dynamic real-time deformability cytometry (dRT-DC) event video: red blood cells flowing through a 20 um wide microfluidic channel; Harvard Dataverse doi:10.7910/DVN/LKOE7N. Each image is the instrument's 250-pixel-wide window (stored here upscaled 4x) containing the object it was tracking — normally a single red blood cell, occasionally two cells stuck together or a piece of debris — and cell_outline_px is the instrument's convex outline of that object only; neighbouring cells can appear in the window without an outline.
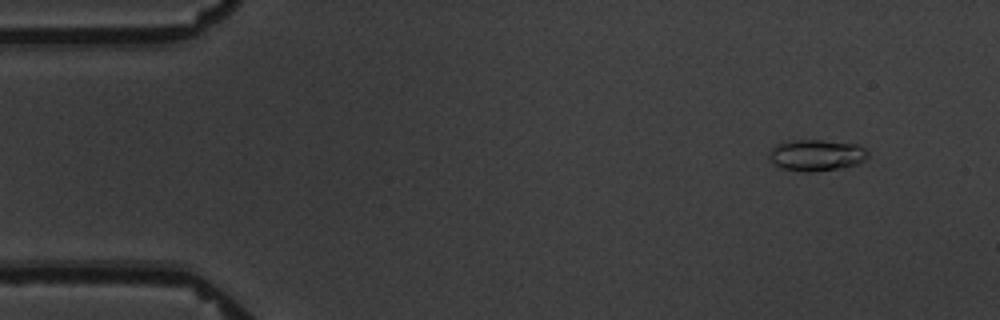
{"species": "common noctule bat (a hibernating species)", "species_latin": "Nyctalus noctula", "temperature_condition": "warm", "stored_images_in_passage": 54, "camera_frame_rate_fps": 3000, "um_per_image_px": 0.085, "animal": {"sex": "male", "body_mass_g": 19.5, "forearm_length_mm": 54.6}, "frame": {"image": 1, "passage_image": 1, "time_ms": 0.0, "image_size_px": [1000, 320], "cell_outline_px": [[868, 156], [864, 160], [856, 164], [840, 168], [812, 172], [804, 172], [784, 168], [776, 164], [768, 156], [772, 148], [776, 144], [792, 140], [820, 140], [856, 144], [864, 148], [868, 152]], "centroid_in_image_um": [69.4, 13.18], "position_along_channel_um": 15.6, "area_um2": 17.8}}
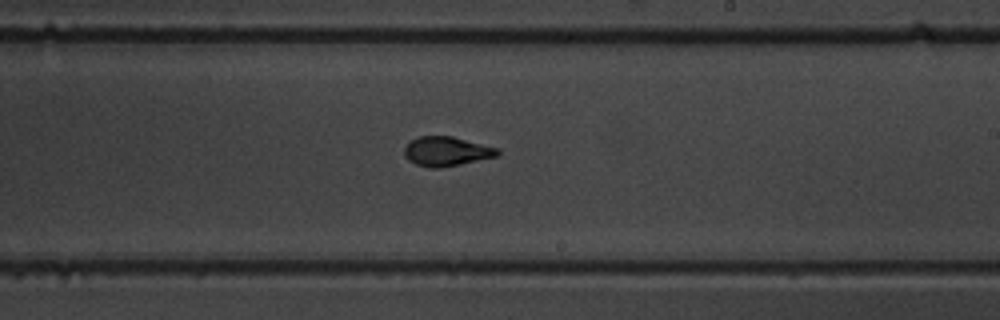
{"frame": {"image": 2, "passage_image": 30, "time_ms": 9.667, "image_size_px": [1000, 320], "cell_outline_px": [[500, 152], [496, 156], [460, 164], [440, 168], [428, 168], [416, 164], [408, 160], [404, 156], [404, 148], [412, 140], [420, 136], [452, 136], [500, 148]], "centroid_in_image_um": [37.95, 12.87], "position_along_channel_um": 251.0, "area_um2": 15.95}}
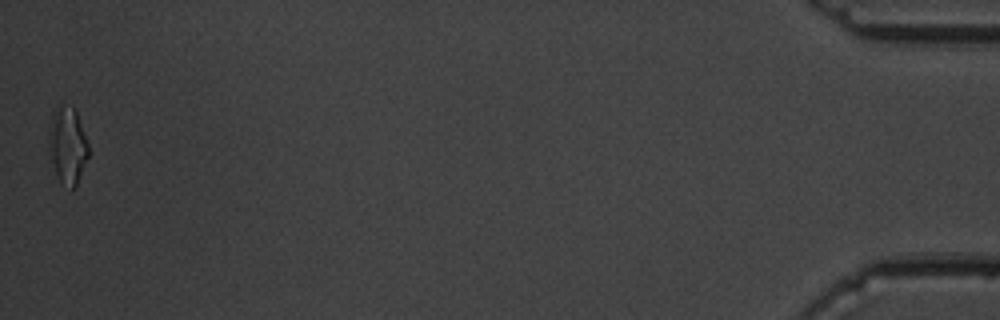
{"frame": {"image": 3, "passage_image": 54, "time_ms": 17.667, "image_size_px": [1000, 320], "cell_outline_px": [[88, 156], [76, 184], [72, 188], [60, 184], [56, 176], [48, 144], [48, 132], [52, 112], [64, 104], [72, 104], [76, 112], [88, 144]], "centroid_in_image_um": [5.72, 12.33], "position_along_channel_um": 429.5, "area_um2": 17.57}, "authors_computed_cell_mechanics": {"area_um2": 16.0973, "velocity_mm_per_s": 3.4432, "shape_relaxation_time_tau1_ms": 2.5187, "shape_relaxation_time_tau2_ms": 1.6295, "deformation_change_tau1": 0.1677, "deformation_change_tau2": 0.0747}}